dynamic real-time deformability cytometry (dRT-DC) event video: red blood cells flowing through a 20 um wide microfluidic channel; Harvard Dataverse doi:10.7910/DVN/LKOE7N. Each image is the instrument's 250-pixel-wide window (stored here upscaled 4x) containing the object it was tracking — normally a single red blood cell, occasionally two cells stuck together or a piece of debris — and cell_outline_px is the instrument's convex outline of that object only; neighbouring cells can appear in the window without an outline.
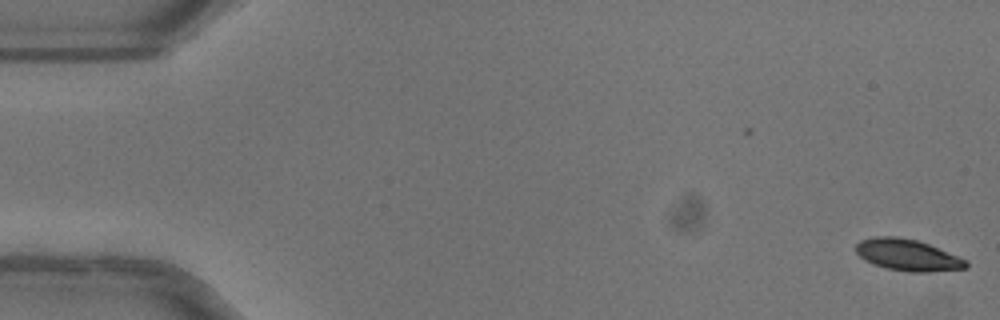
{"species": "common noctule bat (a hibernating species)", "species_latin": "Nyctalus noctula", "temperature_condition": "warm", "stored_images_in_passage": 17, "camera_frame_rate_fps": 3000, "um_per_image_px": 0.085, "animal": {"sex": "female"}, "frame": {"image": 1, "passage_image": 1, "time_ms": 0.0, "image_size_px": [1000, 320], "cell_outline_px": [[968, 268], [928, 272], [908, 272], [888, 268], [872, 264], [864, 260], [856, 252], [856, 244], [860, 240], [872, 236], [896, 236], [916, 240], [928, 244], [968, 260]], "centroid_in_image_um": [77.14, 21.67], "position_along_channel_um": 7.9, "area_um2": 20.29}}
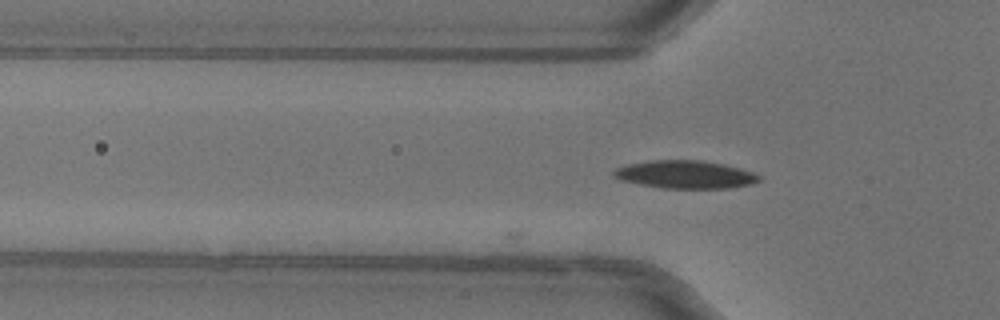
{"frame": {"image": 2, "passage_image": 17, "time_ms": 5.333, "image_size_px": [1000, 320], "cell_outline_px": [[760, 180], [752, 184], [728, 188], [660, 188], [620, 180], [612, 176], [612, 172], [616, 168], [628, 164], [648, 160], [700, 160], [724, 164], [740, 168], [752, 172], [760, 176]], "centroid_in_image_um": [58.22, 14.83], "position_along_channel_um": 67.6, "area_um2": 23.7}}